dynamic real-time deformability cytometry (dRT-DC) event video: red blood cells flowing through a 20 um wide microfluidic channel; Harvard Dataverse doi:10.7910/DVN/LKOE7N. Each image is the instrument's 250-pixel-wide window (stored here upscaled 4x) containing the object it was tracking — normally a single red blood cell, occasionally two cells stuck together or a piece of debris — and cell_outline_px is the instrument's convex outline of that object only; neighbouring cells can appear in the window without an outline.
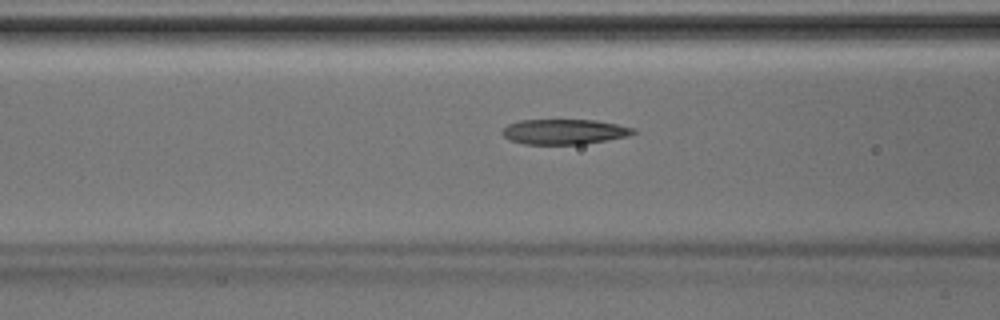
{"species": "Egyptian fruit bat (a non-hibernating species)", "species_latin": "Rousettus aegyptiacus", "temperature_condition": "room temperature", "stored_images_in_passage": 43, "camera_frame_rate_fps": 3000, "um_per_image_px": 0.085, "animal": {"sex": "male"}, "frame": {"image": 1, "passage_image": 17, "time_ms": 5.333, "image_size_px": [1000, 320], "cell_outline_px": [[636, 132], [628, 136], [584, 144], [524, 144], [512, 140], [504, 136], [500, 132], [508, 124], [520, 120], [596, 120], [636, 128]], "centroid_in_image_um": [47.97, 11.19], "position_along_channel_um": 118.6, "area_um2": 19.13}}
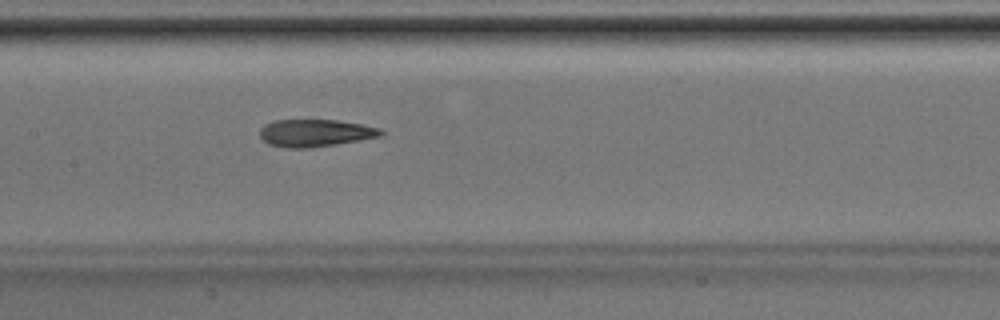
{"frame": {"image": 2, "passage_image": 21, "time_ms": 6.667, "image_size_px": [1000, 320], "cell_outline_px": [[384, 132], [380, 136], [336, 144], [304, 148], [288, 148], [268, 144], [260, 136], [260, 128], [264, 124], [272, 120], [336, 120], [360, 124], [380, 128]], "centroid_in_image_um": [26.75, 11.29], "position_along_channel_um": 180.6, "area_um2": 19.13}}
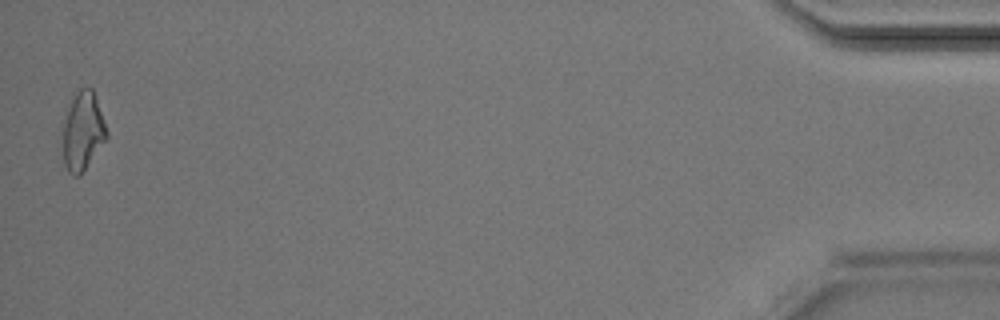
{"frame": {"image": 3, "passage_image": 43, "time_ms": 14.0, "image_size_px": [1000, 320], "cell_outline_px": [[108, 136], [80, 176], [72, 176], [68, 172], [56, 148], [72, 100], [80, 88], [92, 88], [108, 132]], "centroid_in_image_um": [6.95, 11.27], "position_along_channel_um": 428.2, "area_um2": 20.52}}